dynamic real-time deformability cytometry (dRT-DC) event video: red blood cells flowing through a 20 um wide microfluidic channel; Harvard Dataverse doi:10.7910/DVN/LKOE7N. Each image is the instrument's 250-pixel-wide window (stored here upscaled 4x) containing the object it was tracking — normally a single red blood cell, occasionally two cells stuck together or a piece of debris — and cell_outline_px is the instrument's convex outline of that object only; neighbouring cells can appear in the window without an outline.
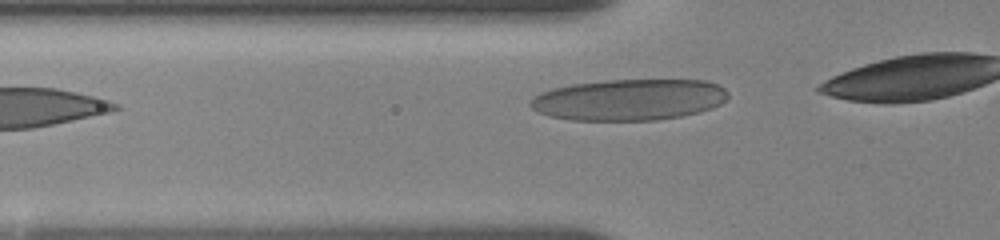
{"species": "human", "species_latin": "Homo sapiens", "temperature_condition": "room temperature", "stored_images_in_passage": 3, "camera_frame_rate_fps": 3000, "um_per_image_px": 0.085, "donor": {"sex": "female"}, "frame": {"image": 1, "passage_image": 3, "time_ms": 2.333, "image_size_px": [1000, 240], "cell_outline_px": [[728, 96], [720, 104], [712, 108], [700, 112], [680, 116], [656, 120], [572, 120], [552, 116], [540, 112], [532, 108], [528, 104], [528, 100], [540, 92], [552, 88], [572, 84], [608, 80], [708, 80], [724, 88], [728, 92]], "centroid_in_image_um": [53.47, 8.47], "position_along_channel_um": 72.3, "area_um2": 47.57}}